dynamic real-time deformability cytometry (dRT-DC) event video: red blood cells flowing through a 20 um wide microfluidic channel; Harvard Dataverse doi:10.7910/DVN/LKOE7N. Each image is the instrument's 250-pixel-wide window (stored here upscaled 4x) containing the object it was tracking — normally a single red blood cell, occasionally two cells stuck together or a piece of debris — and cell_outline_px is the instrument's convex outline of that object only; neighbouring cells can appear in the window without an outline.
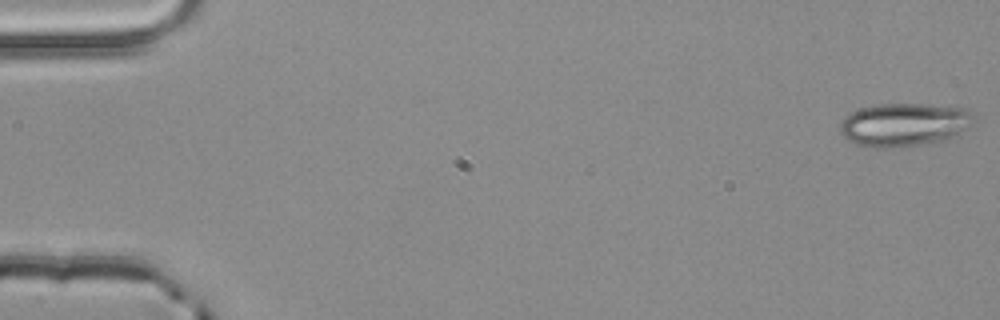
{"species": "common noctule bat (a hibernating species)", "species_latin": "Nyctalus noctula", "temperature_condition": "room temperature", "stored_images_in_passage": 5, "camera_frame_rate_fps": 3000, "um_per_image_px": 0.085, "animal": {"sex": "male", "body_mass_g": 20.4}, "frame": {"image": 1, "passage_image": 5, "time_ms": 1.333, "image_size_px": [1000, 320], "cell_outline_px": [[976, 124], [948, 140], [900, 148], [868, 148], [856, 144], [848, 140], [840, 132], [840, 124], [852, 112], [860, 108], [876, 104], [924, 104], [964, 108], [972, 116]], "centroid_in_image_um": [76.88, 10.62], "position_along_channel_um": 8.1, "area_um2": 34.1}}